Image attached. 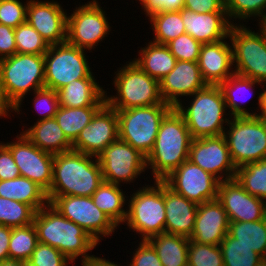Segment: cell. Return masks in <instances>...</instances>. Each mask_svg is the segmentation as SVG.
<instances>
[{
    "mask_svg": "<svg viewBox=\"0 0 266 266\" xmlns=\"http://www.w3.org/2000/svg\"><path fill=\"white\" fill-rule=\"evenodd\" d=\"M103 181L97 157L70 150L54 155L52 183L46 194L91 197Z\"/></svg>",
    "mask_w": 266,
    "mask_h": 266,
    "instance_id": "cell-1",
    "label": "cell"
},
{
    "mask_svg": "<svg viewBox=\"0 0 266 266\" xmlns=\"http://www.w3.org/2000/svg\"><path fill=\"white\" fill-rule=\"evenodd\" d=\"M33 224L39 242L58 249L74 263L80 256L81 261L92 257L89 251L99 245L87 231L65 218L49 203L36 211Z\"/></svg>",
    "mask_w": 266,
    "mask_h": 266,
    "instance_id": "cell-2",
    "label": "cell"
},
{
    "mask_svg": "<svg viewBox=\"0 0 266 266\" xmlns=\"http://www.w3.org/2000/svg\"><path fill=\"white\" fill-rule=\"evenodd\" d=\"M192 139L183 117L173 108L162 120L154 146L146 157L153 180L162 181L189 159Z\"/></svg>",
    "mask_w": 266,
    "mask_h": 266,
    "instance_id": "cell-3",
    "label": "cell"
},
{
    "mask_svg": "<svg viewBox=\"0 0 266 266\" xmlns=\"http://www.w3.org/2000/svg\"><path fill=\"white\" fill-rule=\"evenodd\" d=\"M44 68V55L16 53L0 60V88L12 113L20 114L22 102L30 91L45 87Z\"/></svg>",
    "mask_w": 266,
    "mask_h": 266,
    "instance_id": "cell-4",
    "label": "cell"
},
{
    "mask_svg": "<svg viewBox=\"0 0 266 266\" xmlns=\"http://www.w3.org/2000/svg\"><path fill=\"white\" fill-rule=\"evenodd\" d=\"M190 97L192 99L189 105L184 106L180 102L175 110L183 117L191 137L194 139L223 135L226 129L224 126L231 117L226 113V103L220 87L207 84Z\"/></svg>",
    "mask_w": 266,
    "mask_h": 266,
    "instance_id": "cell-5",
    "label": "cell"
},
{
    "mask_svg": "<svg viewBox=\"0 0 266 266\" xmlns=\"http://www.w3.org/2000/svg\"><path fill=\"white\" fill-rule=\"evenodd\" d=\"M127 62L114 73L112 84L117 93L107 95L105 91L106 103L116 110L167 104L161 96L160 81L149 76L132 60Z\"/></svg>",
    "mask_w": 266,
    "mask_h": 266,
    "instance_id": "cell-6",
    "label": "cell"
},
{
    "mask_svg": "<svg viewBox=\"0 0 266 266\" xmlns=\"http://www.w3.org/2000/svg\"><path fill=\"white\" fill-rule=\"evenodd\" d=\"M154 185L139 187L127 200V228L140 234L141 240L164 233L165 226V183L154 180Z\"/></svg>",
    "mask_w": 266,
    "mask_h": 266,
    "instance_id": "cell-7",
    "label": "cell"
},
{
    "mask_svg": "<svg viewBox=\"0 0 266 266\" xmlns=\"http://www.w3.org/2000/svg\"><path fill=\"white\" fill-rule=\"evenodd\" d=\"M172 109L169 104H155L116 110L119 139L147 157L154 146L162 120Z\"/></svg>",
    "mask_w": 266,
    "mask_h": 266,
    "instance_id": "cell-8",
    "label": "cell"
},
{
    "mask_svg": "<svg viewBox=\"0 0 266 266\" xmlns=\"http://www.w3.org/2000/svg\"><path fill=\"white\" fill-rule=\"evenodd\" d=\"M226 127L223 135L236 168L266 158L265 119L259 116L231 117Z\"/></svg>",
    "mask_w": 266,
    "mask_h": 266,
    "instance_id": "cell-9",
    "label": "cell"
},
{
    "mask_svg": "<svg viewBox=\"0 0 266 266\" xmlns=\"http://www.w3.org/2000/svg\"><path fill=\"white\" fill-rule=\"evenodd\" d=\"M233 24L229 32L234 73L266 83V37L259 29Z\"/></svg>",
    "mask_w": 266,
    "mask_h": 266,
    "instance_id": "cell-10",
    "label": "cell"
},
{
    "mask_svg": "<svg viewBox=\"0 0 266 266\" xmlns=\"http://www.w3.org/2000/svg\"><path fill=\"white\" fill-rule=\"evenodd\" d=\"M85 52L67 41L50 45L44 54L45 88L57 91L74 80L94 77Z\"/></svg>",
    "mask_w": 266,
    "mask_h": 266,
    "instance_id": "cell-11",
    "label": "cell"
},
{
    "mask_svg": "<svg viewBox=\"0 0 266 266\" xmlns=\"http://www.w3.org/2000/svg\"><path fill=\"white\" fill-rule=\"evenodd\" d=\"M49 204L61 215L82 227L100 244L104 236H112L117 225L88 196L47 197Z\"/></svg>",
    "mask_w": 266,
    "mask_h": 266,
    "instance_id": "cell-12",
    "label": "cell"
},
{
    "mask_svg": "<svg viewBox=\"0 0 266 266\" xmlns=\"http://www.w3.org/2000/svg\"><path fill=\"white\" fill-rule=\"evenodd\" d=\"M97 0L79 4L67 15L66 41L78 48L92 52L111 31L105 11Z\"/></svg>",
    "mask_w": 266,
    "mask_h": 266,
    "instance_id": "cell-13",
    "label": "cell"
},
{
    "mask_svg": "<svg viewBox=\"0 0 266 266\" xmlns=\"http://www.w3.org/2000/svg\"><path fill=\"white\" fill-rule=\"evenodd\" d=\"M105 182L117 185L134 183L145 173L146 157L130 144L119 138L106 147L98 156Z\"/></svg>",
    "mask_w": 266,
    "mask_h": 266,
    "instance_id": "cell-14",
    "label": "cell"
},
{
    "mask_svg": "<svg viewBox=\"0 0 266 266\" xmlns=\"http://www.w3.org/2000/svg\"><path fill=\"white\" fill-rule=\"evenodd\" d=\"M174 192L202 204L217 199L220 181L190 160L184 161L162 180Z\"/></svg>",
    "mask_w": 266,
    "mask_h": 266,
    "instance_id": "cell-15",
    "label": "cell"
},
{
    "mask_svg": "<svg viewBox=\"0 0 266 266\" xmlns=\"http://www.w3.org/2000/svg\"><path fill=\"white\" fill-rule=\"evenodd\" d=\"M12 153L20 176L36 183L46 193L52 183L54 155L36 147L22 132L15 141L3 143Z\"/></svg>",
    "mask_w": 266,
    "mask_h": 266,
    "instance_id": "cell-16",
    "label": "cell"
},
{
    "mask_svg": "<svg viewBox=\"0 0 266 266\" xmlns=\"http://www.w3.org/2000/svg\"><path fill=\"white\" fill-rule=\"evenodd\" d=\"M188 160L220 182L235 178L237 168L231 159L224 135L192 139Z\"/></svg>",
    "mask_w": 266,
    "mask_h": 266,
    "instance_id": "cell-17",
    "label": "cell"
},
{
    "mask_svg": "<svg viewBox=\"0 0 266 266\" xmlns=\"http://www.w3.org/2000/svg\"><path fill=\"white\" fill-rule=\"evenodd\" d=\"M119 138L116 109L105 103L72 143V150L97 157Z\"/></svg>",
    "mask_w": 266,
    "mask_h": 266,
    "instance_id": "cell-18",
    "label": "cell"
},
{
    "mask_svg": "<svg viewBox=\"0 0 266 266\" xmlns=\"http://www.w3.org/2000/svg\"><path fill=\"white\" fill-rule=\"evenodd\" d=\"M217 200L229 221L253 222L266 218V201L249 194L235 178L219 183Z\"/></svg>",
    "mask_w": 266,
    "mask_h": 266,
    "instance_id": "cell-19",
    "label": "cell"
},
{
    "mask_svg": "<svg viewBox=\"0 0 266 266\" xmlns=\"http://www.w3.org/2000/svg\"><path fill=\"white\" fill-rule=\"evenodd\" d=\"M67 15L62 4L55 0H29L26 21L49 45H55L66 42Z\"/></svg>",
    "mask_w": 266,
    "mask_h": 266,
    "instance_id": "cell-20",
    "label": "cell"
},
{
    "mask_svg": "<svg viewBox=\"0 0 266 266\" xmlns=\"http://www.w3.org/2000/svg\"><path fill=\"white\" fill-rule=\"evenodd\" d=\"M204 81L198 61H176L175 67L160 80V92L165 103L175 108L182 100L204 88Z\"/></svg>",
    "mask_w": 266,
    "mask_h": 266,
    "instance_id": "cell-21",
    "label": "cell"
},
{
    "mask_svg": "<svg viewBox=\"0 0 266 266\" xmlns=\"http://www.w3.org/2000/svg\"><path fill=\"white\" fill-rule=\"evenodd\" d=\"M229 218L221 203L215 199L198 205L191 241L220 245L228 234Z\"/></svg>",
    "mask_w": 266,
    "mask_h": 266,
    "instance_id": "cell-22",
    "label": "cell"
},
{
    "mask_svg": "<svg viewBox=\"0 0 266 266\" xmlns=\"http://www.w3.org/2000/svg\"><path fill=\"white\" fill-rule=\"evenodd\" d=\"M186 33L201 44L229 38L232 27L227 12L196 13L185 8L179 10Z\"/></svg>",
    "mask_w": 266,
    "mask_h": 266,
    "instance_id": "cell-23",
    "label": "cell"
},
{
    "mask_svg": "<svg viewBox=\"0 0 266 266\" xmlns=\"http://www.w3.org/2000/svg\"><path fill=\"white\" fill-rule=\"evenodd\" d=\"M198 65L208 85H219L234 74L232 45L225 39L202 44Z\"/></svg>",
    "mask_w": 266,
    "mask_h": 266,
    "instance_id": "cell-24",
    "label": "cell"
},
{
    "mask_svg": "<svg viewBox=\"0 0 266 266\" xmlns=\"http://www.w3.org/2000/svg\"><path fill=\"white\" fill-rule=\"evenodd\" d=\"M197 210L198 204L174 192L165 184V233L190 238Z\"/></svg>",
    "mask_w": 266,
    "mask_h": 266,
    "instance_id": "cell-25",
    "label": "cell"
},
{
    "mask_svg": "<svg viewBox=\"0 0 266 266\" xmlns=\"http://www.w3.org/2000/svg\"><path fill=\"white\" fill-rule=\"evenodd\" d=\"M95 77L74 80L57 90L59 106L70 108L102 107L106 103L105 89Z\"/></svg>",
    "mask_w": 266,
    "mask_h": 266,
    "instance_id": "cell-26",
    "label": "cell"
},
{
    "mask_svg": "<svg viewBox=\"0 0 266 266\" xmlns=\"http://www.w3.org/2000/svg\"><path fill=\"white\" fill-rule=\"evenodd\" d=\"M22 133L39 149L52 155L72 150V142L65 136L55 118L34 122Z\"/></svg>",
    "mask_w": 266,
    "mask_h": 266,
    "instance_id": "cell-27",
    "label": "cell"
},
{
    "mask_svg": "<svg viewBox=\"0 0 266 266\" xmlns=\"http://www.w3.org/2000/svg\"><path fill=\"white\" fill-rule=\"evenodd\" d=\"M255 85L265 87L266 83L264 85V83L235 73L218 85L222 91L226 108L227 110L229 109L228 113L230 114V117L258 116L256 110L251 113L248 109L246 110V108L242 106V102H246L252 96V90H255Z\"/></svg>",
    "mask_w": 266,
    "mask_h": 266,
    "instance_id": "cell-28",
    "label": "cell"
},
{
    "mask_svg": "<svg viewBox=\"0 0 266 266\" xmlns=\"http://www.w3.org/2000/svg\"><path fill=\"white\" fill-rule=\"evenodd\" d=\"M138 52V58H134L132 61L158 81L175 67L177 61L166 45L156 44L151 40Z\"/></svg>",
    "mask_w": 266,
    "mask_h": 266,
    "instance_id": "cell-29",
    "label": "cell"
},
{
    "mask_svg": "<svg viewBox=\"0 0 266 266\" xmlns=\"http://www.w3.org/2000/svg\"><path fill=\"white\" fill-rule=\"evenodd\" d=\"M147 241L155 249L162 266H188L189 238L164 232Z\"/></svg>",
    "mask_w": 266,
    "mask_h": 266,
    "instance_id": "cell-30",
    "label": "cell"
},
{
    "mask_svg": "<svg viewBox=\"0 0 266 266\" xmlns=\"http://www.w3.org/2000/svg\"><path fill=\"white\" fill-rule=\"evenodd\" d=\"M0 197L28 204L36 211L49 203L46 192L36 183L22 176L0 180Z\"/></svg>",
    "mask_w": 266,
    "mask_h": 266,
    "instance_id": "cell-31",
    "label": "cell"
},
{
    "mask_svg": "<svg viewBox=\"0 0 266 266\" xmlns=\"http://www.w3.org/2000/svg\"><path fill=\"white\" fill-rule=\"evenodd\" d=\"M123 185H117L103 181L99 188L91 196L94 204L119 227L124 224L127 216V205L128 196L126 191L124 192L121 188ZM124 207V209H123Z\"/></svg>",
    "mask_w": 266,
    "mask_h": 266,
    "instance_id": "cell-32",
    "label": "cell"
},
{
    "mask_svg": "<svg viewBox=\"0 0 266 266\" xmlns=\"http://www.w3.org/2000/svg\"><path fill=\"white\" fill-rule=\"evenodd\" d=\"M228 234L262 258L266 255V218L253 222L230 221Z\"/></svg>",
    "mask_w": 266,
    "mask_h": 266,
    "instance_id": "cell-33",
    "label": "cell"
},
{
    "mask_svg": "<svg viewBox=\"0 0 266 266\" xmlns=\"http://www.w3.org/2000/svg\"><path fill=\"white\" fill-rule=\"evenodd\" d=\"M148 20L154 32L151 42L156 44L166 45L179 35L186 33L179 10L160 11L152 14Z\"/></svg>",
    "mask_w": 266,
    "mask_h": 266,
    "instance_id": "cell-34",
    "label": "cell"
},
{
    "mask_svg": "<svg viewBox=\"0 0 266 266\" xmlns=\"http://www.w3.org/2000/svg\"><path fill=\"white\" fill-rule=\"evenodd\" d=\"M101 107L70 108L59 106L55 119L65 136L73 143Z\"/></svg>",
    "mask_w": 266,
    "mask_h": 266,
    "instance_id": "cell-35",
    "label": "cell"
},
{
    "mask_svg": "<svg viewBox=\"0 0 266 266\" xmlns=\"http://www.w3.org/2000/svg\"><path fill=\"white\" fill-rule=\"evenodd\" d=\"M235 179L249 194L266 201V158L238 167Z\"/></svg>",
    "mask_w": 266,
    "mask_h": 266,
    "instance_id": "cell-36",
    "label": "cell"
},
{
    "mask_svg": "<svg viewBox=\"0 0 266 266\" xmlns=\"http://www.w3.org/2000/svg\"><path fill=\"white\" fill-rule=\"evenodd\" d=\"M224 266H257L262 257L229 234L220 243Z\"/></svg>",
    "mask_w": 266,
    "mask_h": 266,
    "instance_id": "cell-37",
    "label": "cell"
},
{
    "mask_svg": "<svg viewBox=\"0 0 266 266\" xmlns=\"http://www.w3.org/2000/svg\"><path fill=\"white\" fill-rule=\"evenodd\" d=\"M38 242L37 230L33 223L12 228L8 248L9 258L28 261Z\"/></svg>",
    "mask_w": 266,
    "mask_h": 266,
    "instance_id": "cell-38",
    "label": "cell"
},
{
    "mask_svg": "<svg viewBox=\"0 0 266 266\" xmlns=\"http://www.w3.org/2000/svg\"><path fill=\"white\" fill-rule=\"evenodd\" d=\"M36 210L15 200L0 197V225L16 228L32 224Z\"/></svg>",
    "mask_w": 266,
    "mask_h": 266,
    "instance_id": "cell-39",
    "label": "cell"
},
{
    "mask_svg": "<svg viewBox=\"0 0 266 266\" xmlns=\"http://www.w3.org/2000/svg\"><path fill=\"white\" fill-rule=\"evenodd\" d=\"M17 53L44 55L50 45L27 21L14 28Z\"/></svg>",
    "mask_w": 266,
    "mask_h": 266,
    "instance_id": "cell-40",
    "label": "cell"
},
{
    "mask_svg": "<svg viewBox=\"0 0 266 266\" xmlns=\"http://www.w3.org/2000/svg\"><path fill=\"white\" fill-rule=\"evenodd\" d=\"M225 10L232 24H237L233 21L238 19L239 25H243V21L249 22L246 19L249 20L251 17L258 18L259 22L266 16V0H225Z\"/></svg>",
    "mask_w": 266,
    "mask_h": 266,
    "instance_id": "cell-41",
    "label": "cell"
},
{
    "mask_svg": "<svg viewBox=\"0 0 266 266\" xmlns=\"http://www.w3.org/2000/svg\"><path fill=\"white\" fill-rule=\"evenodd\" d=\"M188 266H224L220 245L189 241Z\"/></svg>",
    "mask_w": 266,
    "mask_h": 266,
    "instance_id": "cell-42",
    "label": "cell"
},
{
    "mask_svg": "<svg viewBox=\"0 0 266 266\" xmlns=\"http://www.w3.org/2000/svg\"><path fill=\"white\" fill-rule=\"evenodd\" d=\"M166 46L177 61L196 62L199 59L202 44L185 33L168 42Z\"/></svg>",
    "mask_w": 266,
    "mask_h": 266,
    "instance_id": "cell-43",
    "label": "cell"
},
{
    "mask_svg": "<svg viewBox=\"0 0 266 266\" xmlns=\"http://www.w3.org/2000/svg\"><path fill=\"white\" fill-rule=\"evenodd\" d=\"M0 0V24L16 28L26 22L29 1Z\"/></svg>",
    "mask_w": 266,
    "mask_h": 266,
    "instance_id": "cell-44",
    "label": "cell"
},
{
    "mask_svg": "<svg viewBox=\"0 0 266 266\" xmlns=\"http://www.w3.org/2000/svg\"><path fill=\"white\" fill-rule=\"evenodd\" d=\"M29 261L37 266H68L73 263L58 249L42 242H38Z\"/></svg>",
    "mask_w": 266,
    "mask_h": 266,
    "instance_id": "cell-45",
    "label": "cell"
},
{
    "mask_svg": "<svg viewBox=\"0 0 266 266\" xmlns=\"http://www.w3.org/2000/svg\"><path fill=\"white\" fill-rule=\"evenodd\" d=\"M34 110L40 113L37 121L54 118L59 108L57 92L53 89L42 88L34 91ZM42 115V117H41Z\"/></svg>",
    "mask_w": 266,
    "mask_h": 266,
    "instance_id": "cell-46",
    "label": "cell"
},
{
    "mask_svg": "<svg viewBox=\"0 0 266 266\" xmlns=\"http://www.w3.org/2000/svg\"><path fill=\"white\" fill-rule=\"evenodd\" d=\"M131 260L128 266H162L155 249L147 240L139 241Z\"/></svg>",
    "mask_w": 266,
    "mask_h": 266,
    "instance_id": "cell-47",
    "label": "cell"
},
{
    "mask_svg": "<svg viewBox=\"0 0 266 266\" xmlns=\"http://www.w3.org/2000/svg\"><path fill=\"white\" fill-rule=\"evenodd\" d=\"M20 177V171L16 165L11 151L0 143V180H10Z\"/></svg>",
    "mask_w": 266,
    "mask_h": 266,
    "instance_id": "cell-48",
    "label": "cell"
},
{
    "mask_svg": "<svg viewBox=\"0 0 266 266\" xmlns=\"http://www.w3.org/2000/svg\"><path fill=\"white\" fill-rule=\"evenodd\" d=\"M145 15L149 18L152 14L160 11L181 10L185 0H139Z\"/></svg>",
    "mask_w": 266,
    "mask_h": 266,
    "instance_id": "cell-49",
    "label": "cell"
},
{
    "mask_svg": "<svg viewBox=\"0 0 266 266\" xmlns=\"http://www.w3.org/2000/svg\"><path fill=\"white\" fill-rule=\"evenodd\" d=\"M184 8L196 13L226 12L225 0H185Z\"/></svg>",
    "mask_w": 266,
    "mask_h": 266,
    "instance_id": "cell-50",
    "label": "cell"
},
{
    "mask_svg": "<svg viewBox=\"0 0 266 266\" xmlns=\"http://www.w3.org/2000/svg\"><path fill=\"white\" fill-rule=\"evenodd\" d=\"M16 53L14 28L0 24V60Z\"/></svg>",
    "mask_w": 266,
    "mask_h": 266,
    "instance_id": "cell-51",
    "label": "cell"
},
{
    "mask_svg": "<svg viewBox=\"0 0 266 266\" xmlns=\"http://www.w3.org/2000/svg\"><path fill=\"white\" fill-rule=\"evenodd\" d=\"M12 228L0 225V262L9 258V242L11 238Z\"/></svg>",
    "mask_w": 266,
    "mask_h": 266,
    "instance_id": "cell-52",
    "label": "cell"
},
{
    "mask_svg": "<svg viewBox=\"0 0 266 266\" xmlns=\"http://www.w3.org/2000/svg\"><path fill=\"white\" fill-rule=\"evenodd\" d=\"M81 266H123L119 263H114V261H109L108 259L106 258H100V257H97L95 255H93L92 257H89L85 260H82L81 261Z\"/></svg>",
    "mask_w": 266,
    "mask_h": 266,
    "instance_id": "cell-53",
    "label": "cell"
},
{
    "mask_svg": "<svg viewBox=\"0 0 266 266\" xmlns=\"http://www.w3.org/2000/svg\"><path fill=\"white\" fill-rule=\"evenodd\" d=\"M258 109L260 110L258 112V116L262 119L266 120V87L263 89V92L261 91L258 95Z\"/></svg>",
    "mask_w": 266,
    "mask_h": 266,
    "instance_id": "cell-54",
    "label": "cell"
},
{
    "mask_svg": "<svg viewBox=\"0 0 266 266\" xmlns=\"http://www.w3.org/2000/svg\"><path fill=\"white\" fill-rule=\"evenodd\" d=\"M13 112V109L10 107V105L5 101L1 88H0V118H8L11 115V112Z\"/></svg>",
    "mask_w": 266,
    "mask_h": 266,
    "instance_id": "cell-55",
    "label": "cell"
},
{
    "mask_svg": "<svg viewBox=\"0 0 266 266\" xmlns=\"http://www.w3.org/2000/svg\"><path fill=\"white\" fill-rule=\"evenodd\" d=\"M0 266H24V261L19 259H6L0 262Z\"/></svg>",
    "mask_w": 266,
    "mask_h": 266,
    "instance_id": "cell-56",
    "label": "cell"
},
{
    "mask_svg": "<svg viewBox=\"0 0 266 266\" xmlns=\"http://www.w3.org/2000/svg\"><path fill=\"white\" fill-rule=\"evenodd\" d=\"M260 27L259 29L264 33L265 37H266V16H264L258 23H257Z\"/></svg>",
    "mask_w": 266,
    "mask_h": 266,
    "instance_id": "cell-57",
    "label": "cell"
},
{
    "mask_svg": "<svg viewBox=\"0 0 266 266\" xmlns=\"http://www.w3.org/2000/svg\"><path fill=\"white\" fill-rule=\"evenodd\" d=\"M24 266H37L32 264L29 260L28 261H24Z\"/></svg>",
    "mask_w": 266,
    "mask_h": 266,
    "instance_id": "cell-58",
    "label": "cell"
},
{
    "mask_svg": "<svg viewBox=\"0 0 266 266\" xmlns=\"http://www.w3.org/2000/svg\"><path fill=\"white\" fill-rule=\"evenodd\" d=\"M257 266H266V261L262 259V261Z\"/></svg>",
    "mask_w": 266,
    "mask_h": 266,
    "instance_id": "cell-59",
    "label": "cell"
}]
</instances>
